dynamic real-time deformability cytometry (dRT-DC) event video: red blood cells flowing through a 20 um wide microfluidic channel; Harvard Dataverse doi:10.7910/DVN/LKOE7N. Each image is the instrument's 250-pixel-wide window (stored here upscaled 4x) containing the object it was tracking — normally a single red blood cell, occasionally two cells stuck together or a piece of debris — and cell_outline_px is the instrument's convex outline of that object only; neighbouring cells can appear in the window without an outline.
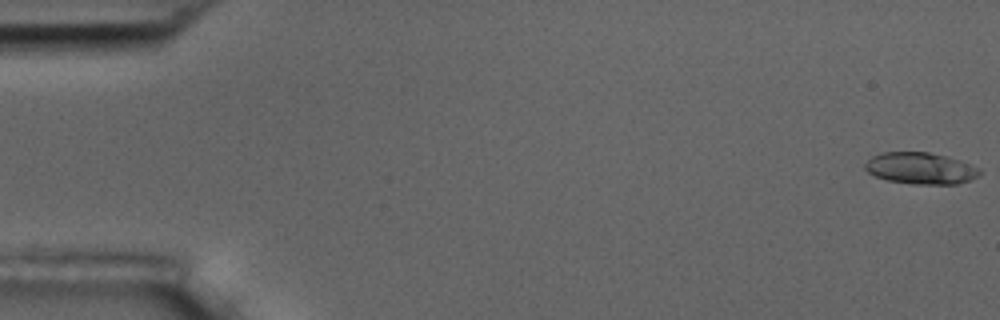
{"species": "common noctule bat (a hibernating species)", "species_latin": "Nyctalus noctula", "temperature_condition": "room temperature", "stored_images_in_passage": 8, "camera_frame_rate_fps": 3000, "um_per_image_px": 0.085, "animal": {"sex": "male", "body_mass_g": 17.5, "forearm_length_mm": 52.3}, "frame": {"image": 1, "passage_image": 1, "time_ms": 0.0, "image_size_px": [1000, 320], "cell_outline_px": [[980, 172], [976, 176], [968, 180], [956, 184], [916, 184], [888, 180], [876, 176], [868, 172], [864, 168], [864, 164], [872, 156], [884, 152], [928, 152], [944, 156], [980, 168]], "centroid_in_image_um": [78.2, 14.3], "position_along_channel_um": 6.8, "area_um2": 20.63}}
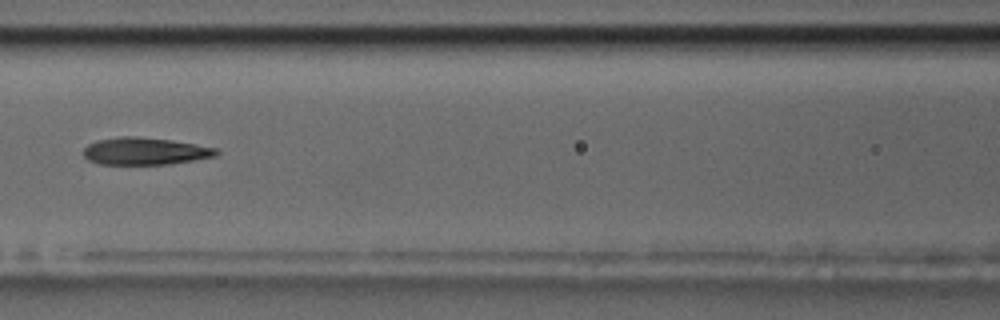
{"frame": {"image": 2, "passage_image": 8, "time_ms": 8.0, "image_size_px": [1000, 320], "cell_outline_px": [[220, 152], [216, 156], [172, 164], [100, 164], [88, 160], [84, 156], [84, 148], [88, 144], [96, 140], [120, 136], [136, 136], [172, 140], [220, 148]], "centroid_in_image_um": [12.36, 12.84], "position_along_channel_um": 154.2, "area_um2": 21.33}}